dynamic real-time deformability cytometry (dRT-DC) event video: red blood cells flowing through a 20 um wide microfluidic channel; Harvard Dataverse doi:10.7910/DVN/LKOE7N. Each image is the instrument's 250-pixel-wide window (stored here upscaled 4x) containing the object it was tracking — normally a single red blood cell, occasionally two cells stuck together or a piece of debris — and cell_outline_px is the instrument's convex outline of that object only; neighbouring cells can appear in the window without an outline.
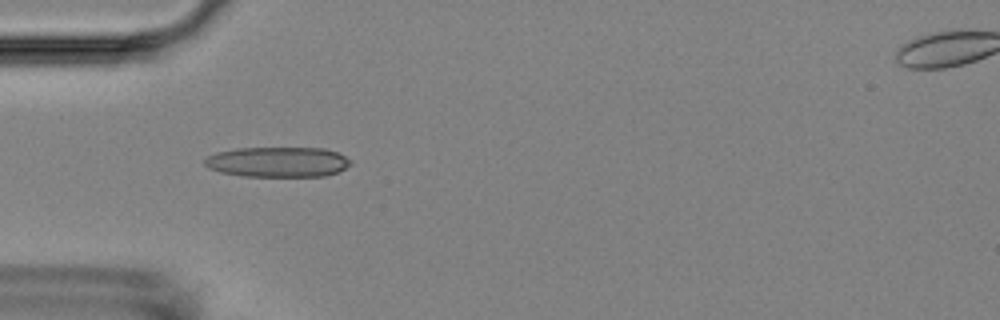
{"species": "Egyptian fruit bat (a non-hibernating species)", "species_latin": "Rousettus aegyptiacus", "temperature_condition": "room temperature", "stored_images_in_passage": 6, "camera_frame_rate_fps": 3000, "um_per_image_px": 0.085, "animal": {"sex": "female"}, "frame": {"image": 1, "passage_image": 5, "time_ms": 4.667, "image_size_px": [1000, 320], "cell_outline_px": [[352, 164], [336, 172], [324, 176], [244, 176], [220, 172], [208, 168], [204, 164], [204, 160], [208, 156], [216, 152], [240, 148], [324, 148], [336, 152], [352, 160]], "centroid_in_image_um": [23.6, 13.76], "position_along_channel_um": 61.4, "area_um2": 25.61}}
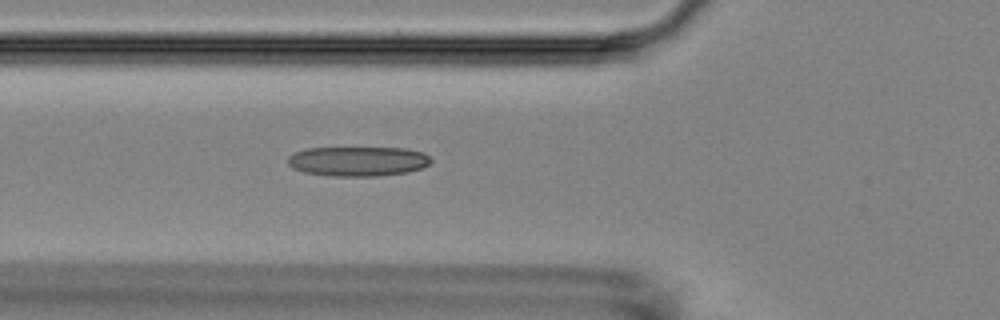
{"frame": {"image": 2, "passage_image": 6, "time_ms": 5.667, "image_size_px": [1000, 320], "cell_outline_px": [[432, 160], [428, 164], [420, 168], [408, 172], [376, 176], [332, 176], [304, 172], [292, 168], [288, 164], [288, 156], [296, 152], [308, 148], [404, 148], [424, 152]], "centroid_in_image_um": [30.42, 13.71], "position_along_channel_um": 95.4, "area_um2": 24.68}}